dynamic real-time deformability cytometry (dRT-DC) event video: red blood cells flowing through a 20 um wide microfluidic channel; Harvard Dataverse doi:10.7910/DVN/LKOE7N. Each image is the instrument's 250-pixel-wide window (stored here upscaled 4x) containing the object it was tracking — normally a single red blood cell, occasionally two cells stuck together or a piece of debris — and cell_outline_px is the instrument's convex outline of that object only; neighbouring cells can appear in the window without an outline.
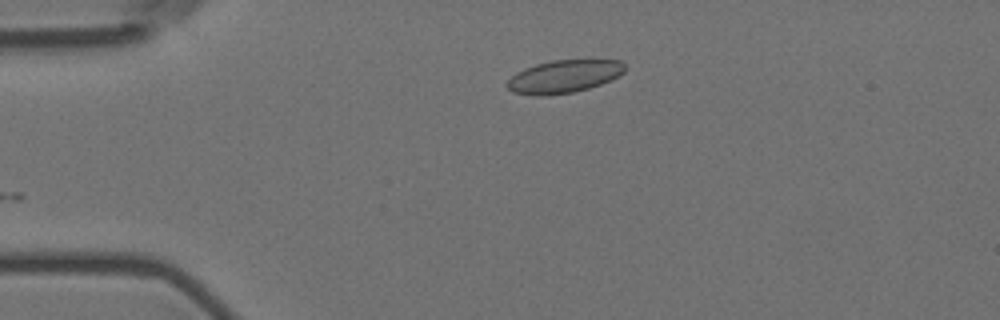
{"species": "Egyptian fruit bat (a non-hibernating species)", "species_latin": "Rousettus aegyptiacus", "temperature_condition": "room temperature", "stored_images_in_passage": 45, "camera_frame_rate_fps": 3000, "um_per_image_px": 0.085, "animal": {"sex": "female"}, "frame": {"image": 1, "passage_image": 1, "time_ms": 0.0, "image_size_px": [1000, 320], "cell_outline_px": [[624, 72], [600, 84], [588, 88], [572, 92], [548, 96], [536, 96], [512, 92], [504, 84], [516, 72], [524, 68], [536, 64], [552, 60], [620, 60], [624, 64]], "centroid_in_image_um": [47.86, 6.51], "position_along_channel_um": 37.1, "area_um2": 22.43}}
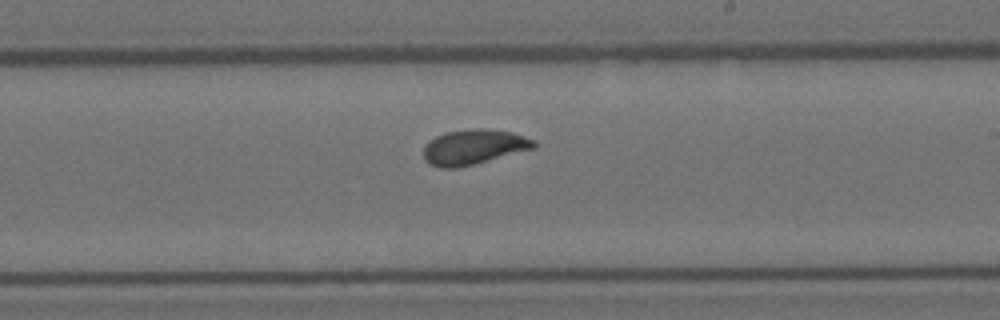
{"frame": {"image": 2, "passage_image": 22, "time_ms": 7.0, "image_size_px": [1000, 320], "cell_outline_px": [[536, 148], [456, 168], [440, 168], [428, 164], [424, 160], [424, 148], [436, 136], [444, 132], [472, 128], [484, 128], [512, 132], [536, 140]], "centroid_in_image_um": [40.28, 12.48], "position_along_channel_um": 248.7, "area_um2": 22.48}}
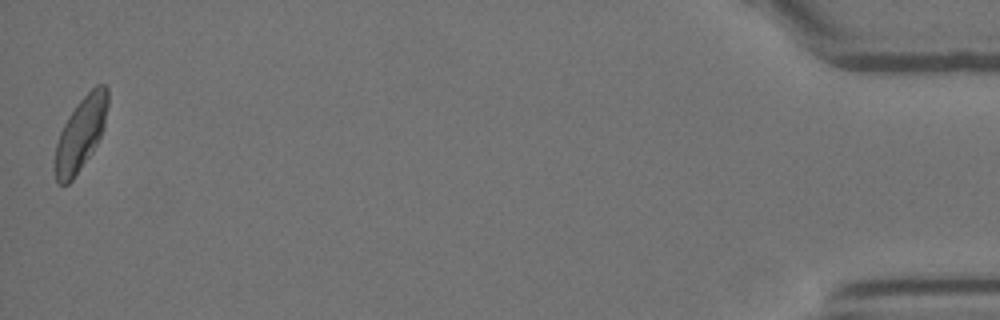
{"frame": {"image": 3, "passage_image": 45, "time_ms": 14.667, "image_size_px": [1000, 320], "cell_outline_px": [[108, 104], [104, 124], [100, 136], [92, 152], [72, 180], [68, 184], [60, 184], [56, 180], [56, 144], [60, 132], [68, 116], [76, 104], [96, 84], [104, 84], [108, 88]], "centroid_in_image_um": [6.87, 11.33], "position_along_channel_um": 428.3, "area_um2": 22.08}, "authors_computed_cell_mechanics": {"area_um2": 22.1952, "velocity_mm_per_s": 3.5471, "shape_relaxation_time_tau1_ms": 3.0226, "shape_relaxation_time_tau2_ms": 0.7445, "deformation_change_tau1": 0.0895, "deformation_change_tau2": 0.0429}}